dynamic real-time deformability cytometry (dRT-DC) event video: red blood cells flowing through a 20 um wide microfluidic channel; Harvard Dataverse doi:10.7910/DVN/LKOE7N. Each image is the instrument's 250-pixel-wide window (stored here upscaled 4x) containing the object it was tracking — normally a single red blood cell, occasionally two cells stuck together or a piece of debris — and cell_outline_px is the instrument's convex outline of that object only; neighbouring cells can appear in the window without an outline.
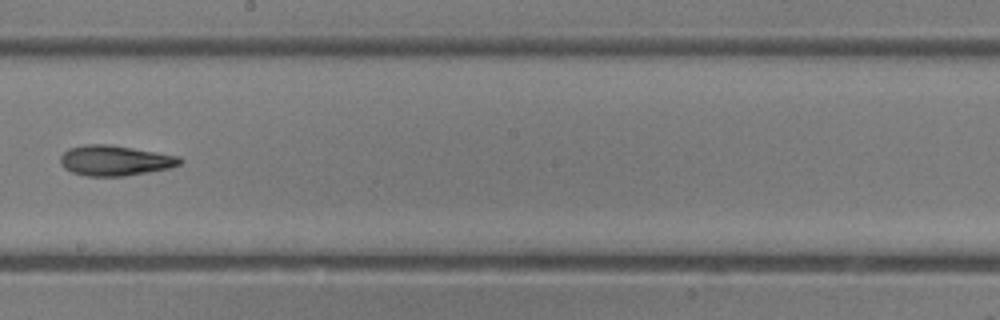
{"species": "common noctule bat (a hibernating species)", "species_latin": "Nyctalus noctula", "temperature_condition": "room temperature", "stored_images_in_passage": 35, "camera_frame_rate_fps": 3000, "um_per_image_px": 0.085, "animal": {"sex": "female"}, "frame": {"image": 1, "passage_image": 20, "time_ms": 6.333, "image_size_px": [1000, 320], "cell_outline_px": [[184, 160], [180, 164], [168, 168], [124, 176], [88, 176], [72, 172], [64, 168], [60, 164], [60, 156], [68, 148], [84, 144], [112, 144], [180, 156]], "centroid_in_image_um": [9.76, 13.63], "position_along_channel_um": 238.4, "area_um2": 21.21}}